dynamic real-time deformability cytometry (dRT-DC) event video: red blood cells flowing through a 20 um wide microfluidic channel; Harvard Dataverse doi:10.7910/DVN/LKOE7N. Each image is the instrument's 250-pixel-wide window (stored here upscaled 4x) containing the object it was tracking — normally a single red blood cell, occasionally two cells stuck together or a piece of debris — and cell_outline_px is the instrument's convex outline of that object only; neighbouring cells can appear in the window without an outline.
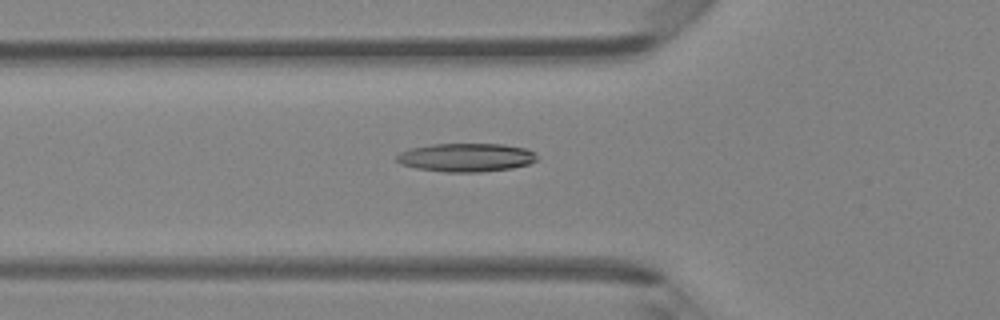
{"species": "Egyptian fruit bat (a non-hibernating species)", "species_latin": "Rousettus aegyptiacus", "temperature_condition": "room temperature", "stored_images_in_passage": 38, "camera_frame_rate_fps": 3000, "um_per_image_px": 0.085, "animal": {"sex": "female"}, "frame": {"image": 1, "passage_image": 8, "time_ms": 2.333, "image_size_px": [1000, 320], "cell_outline_px": [[536, 160], [528, 164], [512, 168], [480, 172], [444, 172], [416, 168], [400, 164], [396, 160], [396, 156], [400, 152], [412, 148], [432, 144], [500, 144], [528, 148], [536, 156]], "centroid_in_image_um": [39.6, 13.38], "position_along_channel_um": 86.2, "area_um2": 23.24}}
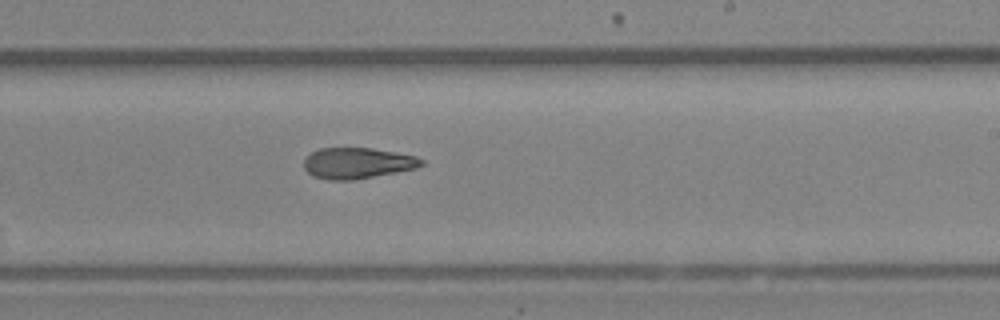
{"frame": {"image": 2, "passage_image": 20, "time_ms": 6.333, "image_size_px": [1000, 320], "cell_outline_px": [[424, 164], [416, 168], [352, 180], [328, 180], [312, 176], [304, 168], [304, 160], [312, 152], [320, 148], [372, 148], [416, 156], [424, 160]], "centroid_in_image_um": [30.37, 13.86], "position_along_channel_um": 258.6, "area_um2": 21.04}}
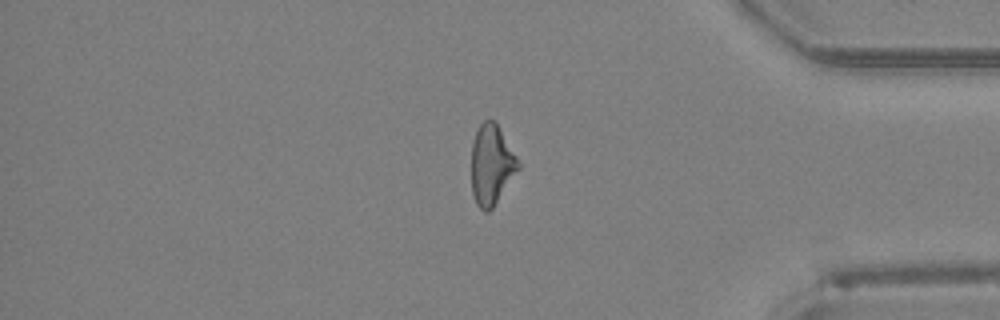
{"frame": {"image": 3, "passage_image": 31, "time_ms": 10.0, "image_size_px": [1000, 320], "cell_outline_px": [[520, 168], [492, 208], [488, 212], [484, 212], [476, 204], [472, 192], [472, 140], [480, 124], [484, 120], [492, 120], [496, 124], [516, 156], [520, 164]], "centroid_in_image_um": [41.76, 14.03], "position_along_channel_um": 393.4, "area_um2": 21.5}, "authors_computed_cell_mechanics": {"area_um2": 22.253, "velocity_mm_per_s": 4.3196, "shape_relaxation_time_tau1_ms": null, "shape_relaxation_time_tau2_ms": 5.2941, "deformation_change_tau1": null, "deformation_change_tau2": 0.1667}}